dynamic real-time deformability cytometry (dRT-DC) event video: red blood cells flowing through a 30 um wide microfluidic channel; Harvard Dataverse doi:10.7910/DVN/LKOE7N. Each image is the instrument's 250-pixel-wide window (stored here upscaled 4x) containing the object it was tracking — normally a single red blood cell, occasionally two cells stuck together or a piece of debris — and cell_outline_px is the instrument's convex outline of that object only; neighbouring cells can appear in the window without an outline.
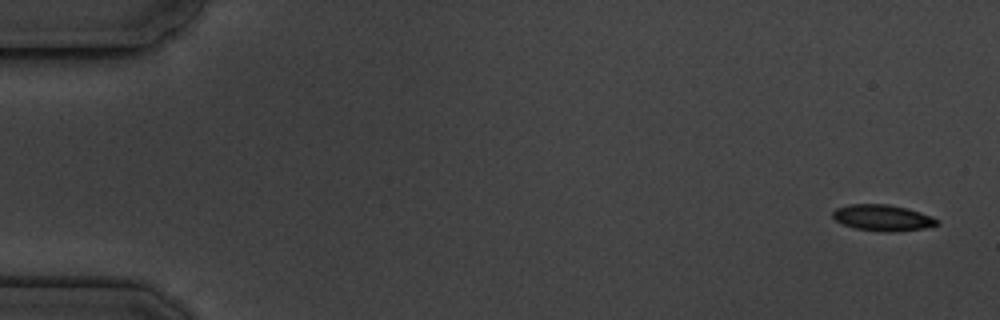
{"species": "common noctule bat (a hibernating species)", "species_latin": "Nyctalus noctula", "temperature_condition": "cold", "stored_images_in_passage": 5, "camera_frame_rate_fps": 3000, "um_per_image_px": 0.085, "animal": {"sex": "male", "body_mass_g": 19.5, "forearm_length_mm": 54.6}, "frame": {"image": 1, "passage_image": 1, "time_ms": 0.0, "image_size_px": [1000, 320], "cell_outline_px": [[940, 224], [924, 228], [896, 232], [888, 232], [856, 228], [840, 224], [832, 216], [832, 212], [836, 208], [848, 204], [888, 204], [908, 208], [932, 216], [940, 220]], "centroid_in_image_um": [75.04, 18.51], "position_along_channel_um": 10.0, "area_um2": 16.07}}
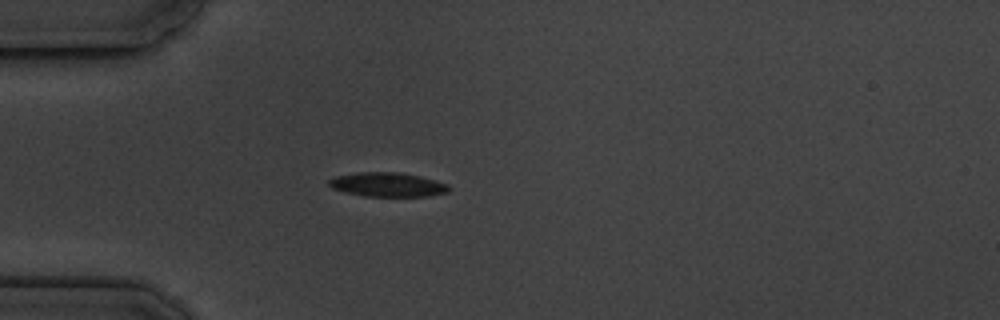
{"frame": {"image": 2, "passage_image": 5, "time_ms": 4.667, "image_size_px": [1000, 320], "cell_outline_px": [[452, 188], [448, 192], [428, 196], [364, 196], [344, 192], [332, 188], [328, 184], [328, 180], [336, 176], [356, 172], [400, 172], [420, 176], [448, 184]], "centroid_in_image_um": [32.94, 15.69], "position_along_channel_um": 52.1, "area_um2": 16.99}}